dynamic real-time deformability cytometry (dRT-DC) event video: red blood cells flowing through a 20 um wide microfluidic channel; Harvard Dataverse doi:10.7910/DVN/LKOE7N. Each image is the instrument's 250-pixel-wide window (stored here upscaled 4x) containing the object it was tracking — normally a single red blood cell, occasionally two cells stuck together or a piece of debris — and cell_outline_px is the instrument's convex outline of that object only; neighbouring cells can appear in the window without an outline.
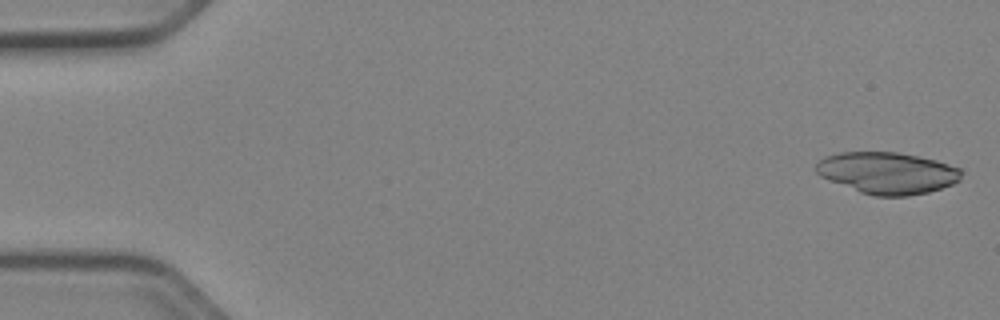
{"species": "Egyptian fruit bat (a non-hibernating species)", "species_latin": "Rousettus aegyptiacus", "temperature_condition": "cold", "stored_images_in_passage": 50, "camera_frame_rate_fps": 3000, "um_per_image_px": 0.085, "animal": {"sex": "female"}, "frame": {"image": 1, "passage_image": 1, "time_ms": 0.0, "image_size_px": [1000, 320], "cell_outline_px": [[964, 172], [960, 180], [952, 184], [928, 192], [908, 196], [876, 196], [860, 192], [828, 180], [820, 176], [812, 168], [824, 156], [840, 152], [896, 152], [936, 160], [960, 168]], "centroid_in_image_um": [75.4, 14.7], "position_along_channel_um": 9.6, "area_um2": 35.43}}